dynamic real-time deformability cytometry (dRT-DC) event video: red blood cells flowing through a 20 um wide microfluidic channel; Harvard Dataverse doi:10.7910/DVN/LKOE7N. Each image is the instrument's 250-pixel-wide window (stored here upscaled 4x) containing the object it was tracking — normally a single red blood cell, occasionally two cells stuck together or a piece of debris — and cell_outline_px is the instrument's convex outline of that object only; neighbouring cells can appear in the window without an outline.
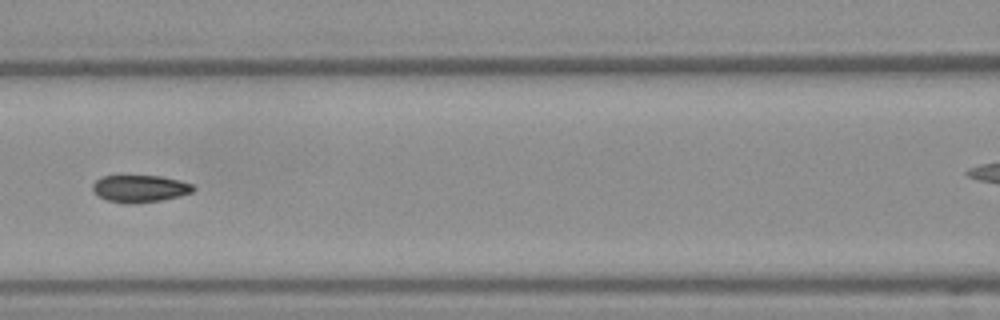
{"species": "Egyptian fruit bat (a non-hibernating species)", "species_latin": "Rousettus aegyptiacus", "temperature_condition": "warm", "stored_images_in_passage": 19, "camera_frame_rate_fps": 3000, "um_per_image_px": 0.085, "frame": {"image": 1, "passage_image": 11, "time_ms": 3.333, "image_size_px": [1000, 320], "cell_outline_px": [[196, 188], [192, 192], [180, 196], [160, 200], [132, 204], [124, 204], [108, 200], [100, 196], [92, 188], [92, 184], [100, 176], [160, 176], [180, 180], [192, 184]], "centroid_in_image_um": [11.91, 16.03], "position_along_channel_um": 154.7, "area_um2": 15.9}}
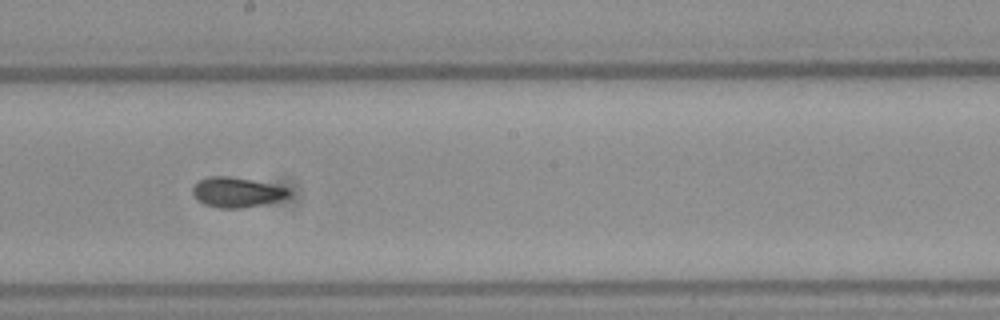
{"frame": {"image": 2, "passage_image": 16, "time_ms": 5.0, "image_size_px": [1000, 320], "cell_outline_px": [[292, 192], [288, 196], [280, 200], [240, 208], [220, 208], [204, 204], [196, 200], [192, 192], [192, 188], [200, 180], [208, 176], [228, 176], [252, 180], [288, 188]], "centroid_in_image_um": [20.1, 16.34], "position_along_channel_um": 228.1, "area_um2": 16.65}}